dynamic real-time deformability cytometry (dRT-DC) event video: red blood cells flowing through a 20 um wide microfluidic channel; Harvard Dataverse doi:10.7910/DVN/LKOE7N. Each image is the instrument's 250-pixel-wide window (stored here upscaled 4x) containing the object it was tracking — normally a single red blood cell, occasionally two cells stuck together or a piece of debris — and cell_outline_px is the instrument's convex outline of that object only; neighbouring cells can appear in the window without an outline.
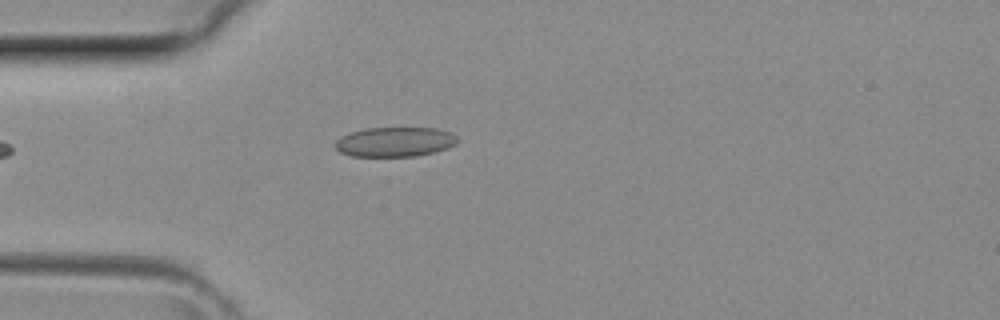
{"species": "common noctule bat (a hibernating species)", "species_latin": "Nyctalus noctula", "temperature_condition": "room temperature", "stored_images_in_passage": 2, "camera_frame_rate_fps": 3000, "um_per_image_px": 0.085, "animal": {"sex": "female", "body_mass_g": 29.2, "forearm_length_mm": 56.3}, "frame": {"image": 1, "passage_image": 2, "time_ms": 0.333, "image_size_px": [1000, 320], "cell_outline_px": [[460, 140], [456, 144], [448, 148], [432, 152], [412, 156], [352, 156], [340, 152], [332, 144], [340, 136], [352, 132], [368, 128], [436, 128], [452, 132]], "centroid_in_image_um": [33.57, 12.05], "position_along_channel_um": 51.4, "area_um2": 21.15}}